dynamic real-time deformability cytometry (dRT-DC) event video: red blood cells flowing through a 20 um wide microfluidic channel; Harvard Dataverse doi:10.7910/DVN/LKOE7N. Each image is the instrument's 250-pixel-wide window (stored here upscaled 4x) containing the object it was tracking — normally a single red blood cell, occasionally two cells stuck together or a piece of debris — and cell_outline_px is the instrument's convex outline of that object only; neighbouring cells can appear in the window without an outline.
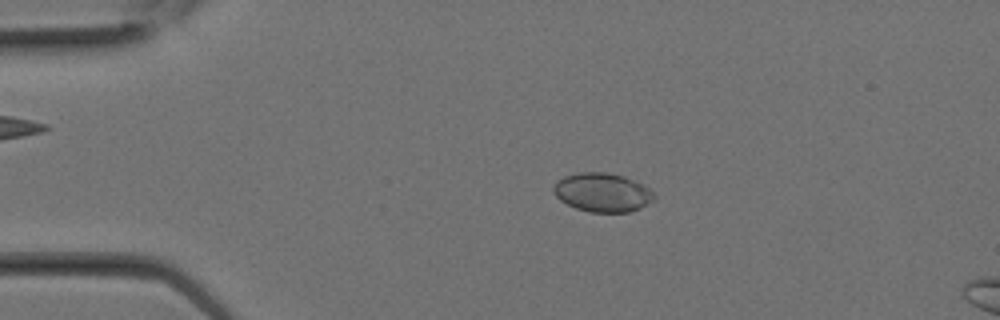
{"species": "Egyptian fruit bat (a non-hibernating species)", "species_latin": "Rousettus aegyptiacus", "temperature_condition": "room temperature", "stored_images_in_passage": 17, "camera_frame_rate_fps": 3000, "um_per_image_px": 0.085, "animal": {"sex": "female"}, "frame": {"image": 1, "passage_image": 6, "time_ms": 1.667, "image_size_px": [1000, 320], "cell_outline_px": [[656, 200], [640, 208], [628, 212], [588, 212], [576, 208], [560, 200], [552, 192], [552, 188], [556, 180], [564, 176], [580, 172], [608, 172], [624, 176], [648, 188], [656, 196]], "centroid_in_image_um": [51.18, 16.35], "position_along_channel_um": 33.8, "area_um2": 22.89}}
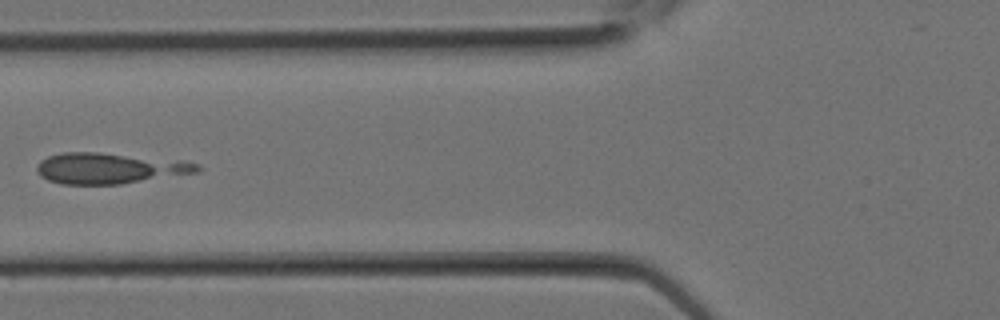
{"frame": {"image": 2, "passage_image": 11, "time_ms": 3.333, "image_size_px": [1000, 320], "cell_outline_px": [[204, 168], [200, 172], [120, 184], [60, 184], [48, 180], [40, 176], [36, 172], [36, 168], [40, 160], [48, 156], [64, 152], [100, 152], [180, 160], [200, 164]], "centroid_in_image_um": [9.33, 14.3], "position_along_channel_um": 116.5, "area_um2": 29.07}}
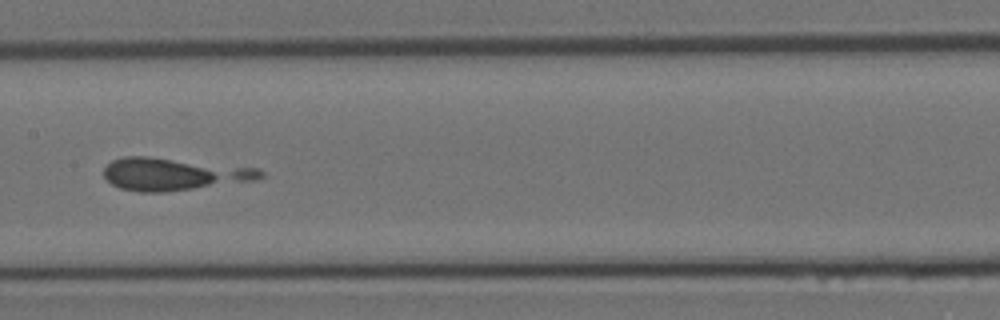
{"frame": {"image": 3, "passage_image": 14, "time_ms": 4.333, "image_size_px": [1000, 320], "cell_outline_px": [[264, 176], [256, 180], [164, 192], [140, 192], [120, 188], [112, 184], [104, 176], [104, 168], [112, 160], [120, 156], [148, 156], [260, 168], [264, 172]], "centroid_in_image_um": [14.75, 14.78], "position_along_channel_um": 192.6, "area_um2": 29.65}}